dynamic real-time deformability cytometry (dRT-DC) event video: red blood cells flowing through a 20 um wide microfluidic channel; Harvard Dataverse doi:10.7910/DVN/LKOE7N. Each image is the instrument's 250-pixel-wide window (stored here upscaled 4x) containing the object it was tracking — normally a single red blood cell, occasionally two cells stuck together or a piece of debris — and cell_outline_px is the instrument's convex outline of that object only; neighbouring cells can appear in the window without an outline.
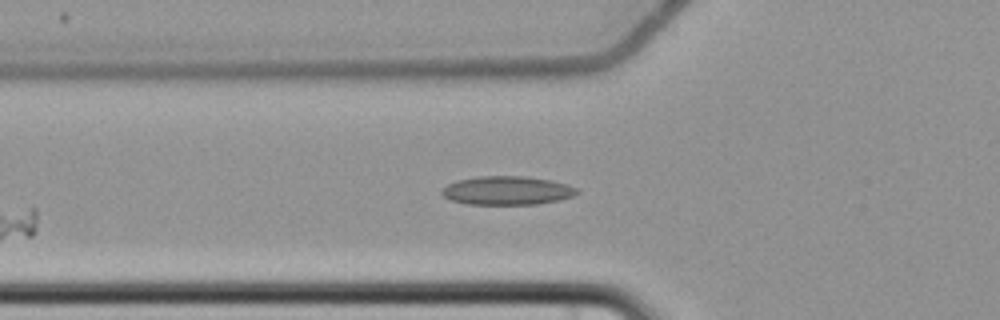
{"species": "common noctule bat (a hibernating species)", "species_latin": "Nyctalus noctula", "temperature_condition": "cold", "stored_images_in_passage": 7, "camera_frame_rate_fps": 3000, "um_per_image_px": 0.085, "animal": {"sex": "female", "body_mass_g": 22.7, "forearm_length_mm": 54.2}, "frame": {"image": 1, "passage_image": 6, "time_ms": 6.0, "image_size_px": [1000, 320], "cell_outline_px": [[580, 192], [572, 196], [560, 200], [536, 204], [468, 204], [452, 200], [444, 196], [440, 192], [448, 184], [456, 180], [476, 176], [528, 176], [568, 184], [576, 188]], "centroid_in_image_um": [43.11, 16.19], "position_along_channel_um": 82.7, "area_um2": 22.54}}
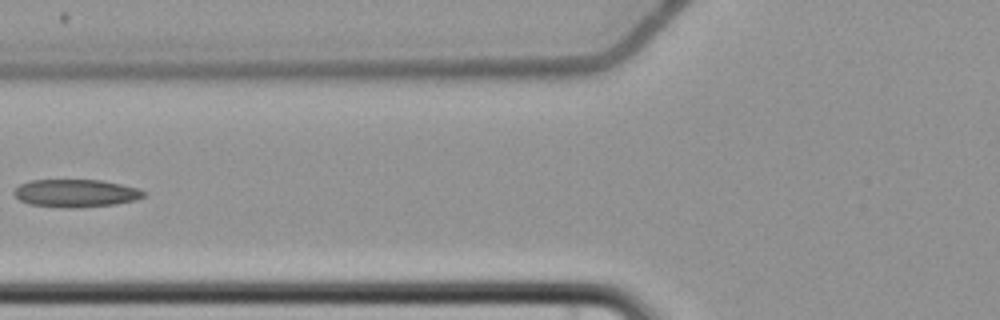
{"frame": {"image": 2, "passage_image": 7, "time_ms": 7.0, "image_size_px": [1000, 320], "cell_outline_px": [[148, 196], [136, 200], [116, 204], [72, 208], [60, 208], [28, 204], [20, 200], [12, 192], [20, 184], [32, 180], [100, 180], [140, 188], [148, 192]], "centroid_in_image_um": [6.49, 16.43], "position_along_channel_um": 119.3, "area_um2": 21.27}}